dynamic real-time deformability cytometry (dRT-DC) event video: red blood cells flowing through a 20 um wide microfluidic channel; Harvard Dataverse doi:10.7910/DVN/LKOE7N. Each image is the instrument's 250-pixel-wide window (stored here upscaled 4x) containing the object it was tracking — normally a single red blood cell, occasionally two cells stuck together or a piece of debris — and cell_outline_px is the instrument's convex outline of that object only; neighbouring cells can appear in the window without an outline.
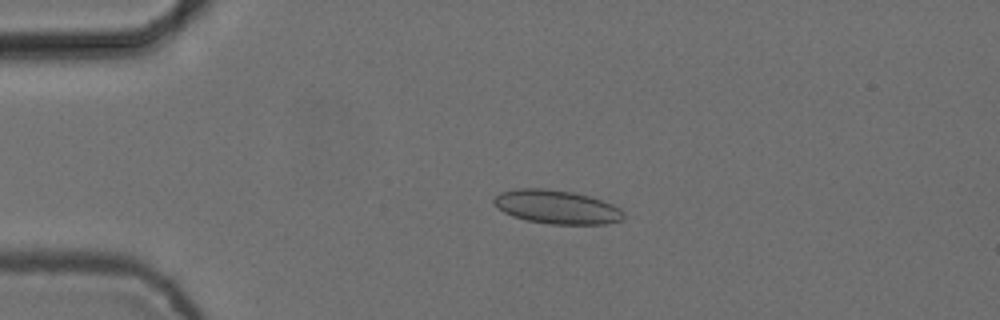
{"species": "common noctule bat (a hibernating species)", "species_latin": "Nyctalus noctula", "temperature_condition": "cold", "stored_images_in_passage": 5, "camera_frame_rate_fps": 3000, "um_per_image_px": 0.085, "animal": {"sex": "female", "body_mass_g": 24.6, "forearm_length_mm": 56.2}, "frame": {"image": 1, "passage_image": 4, "time_ms": 1.0, "image_size_px": [1000, 320], "cell_outline_px": [[624, 220], [604, 224], [552, 224], [528, 220], [512, 216], [504, 212], [492, 200], [500, 192], [516, 188], [544, 188], [572, 192], [592, 196], [612, 204], [620, 208], [624, 212]], "centroid_in_image_um": [47.36, 17.58], "position_along_channel_um": 37.6, "area_um2": 25.49}}